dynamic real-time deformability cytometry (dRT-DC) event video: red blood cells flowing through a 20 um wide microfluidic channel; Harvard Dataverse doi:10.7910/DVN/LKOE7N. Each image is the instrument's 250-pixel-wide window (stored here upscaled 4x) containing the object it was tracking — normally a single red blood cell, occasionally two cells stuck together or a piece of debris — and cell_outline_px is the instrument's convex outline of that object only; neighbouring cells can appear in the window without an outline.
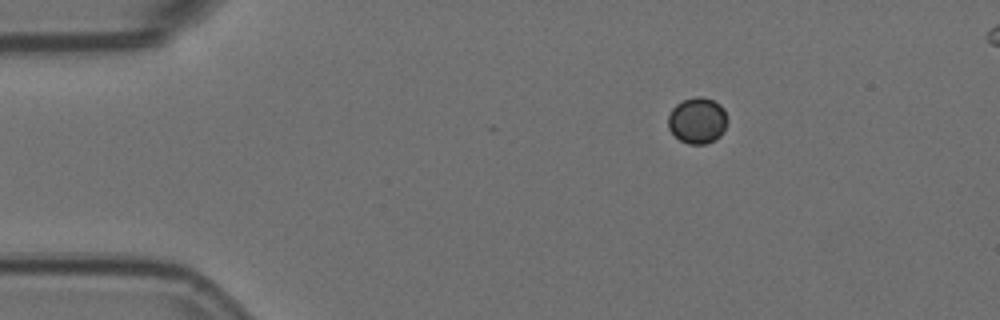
{"species": "Egyptian fruit bat (a non-hibernating species)", "species_latin": "Rousettus aegyptiacus", "temperature_condition": "room temperature", "stored_images_in_passage": 36, "camera_frame_rate_fps": 3000, "um_per_image_px": 0.085, "animal": {"sex": "female"}, "frame": {"image": 1, "passage_image": 1, "time_ms": 0.0, "image_size_px": [1000, 320], "cell_outline_px": [[728, 120], [720, 136], [704, 144], [688, 144], [680, 140], [668, 128], [668, 116], [672, 108], [676, 104], [684, 100], [696, 96], [700, 96], [712, 100], [720, 104], [724, 108]], "centroid_in_image_um": [59.27, 10.23], "position_along_channel_um": 25.7, "area_um2": 15.84}}
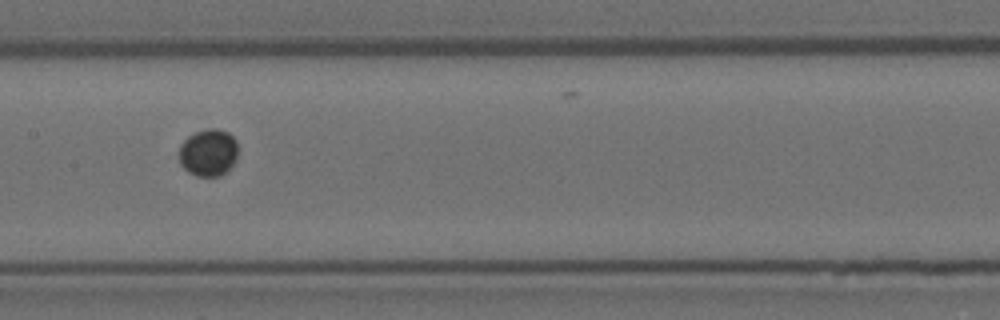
{"frame": {"image": 2, "passage_image": 20, "time_ms": 6.333, "image_size_px": [1000, 320], "cell_outline_px": [[236, 160], [220, 176], [196, 176], [188, 172], [180, 164], [180, 144], [188, 136], [196, 132], [208, 128], [216, 128], [228, 132], [236, 140]], "centroid_in_image_um": [17.69, 12.96], "position_along_channel_um": 189.7, "area_um2": 16.07}}
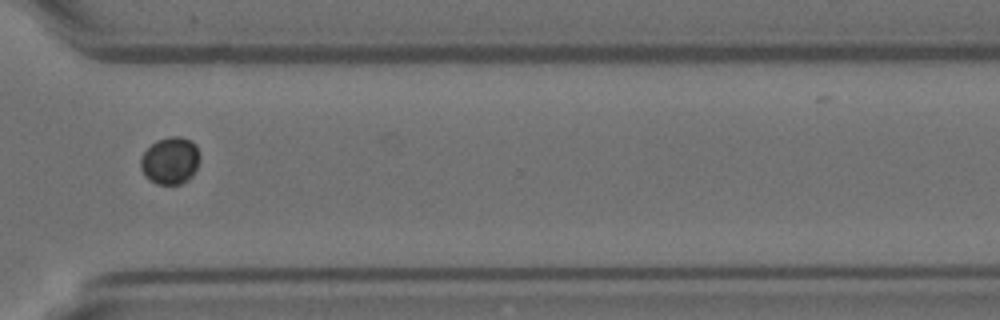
{"frame": {"image": 3, "passage_image": 34, "time_ms": 11.0, "image_size_px": [1000, 320], "cell_outline_px": [[200, 160], [192, 176], [188, 180], [180, 184], [156, 184], [148, 180], [140, 168], [140, 160], [144, 152], [156, 140], [172, 136], [180, 136], [192, 140], [196, 144], [200, 156]], "centroid_in_image_um": [14.48, 13.65], "position_along_channel_um": 356.1, "area_um2": 16.47}}